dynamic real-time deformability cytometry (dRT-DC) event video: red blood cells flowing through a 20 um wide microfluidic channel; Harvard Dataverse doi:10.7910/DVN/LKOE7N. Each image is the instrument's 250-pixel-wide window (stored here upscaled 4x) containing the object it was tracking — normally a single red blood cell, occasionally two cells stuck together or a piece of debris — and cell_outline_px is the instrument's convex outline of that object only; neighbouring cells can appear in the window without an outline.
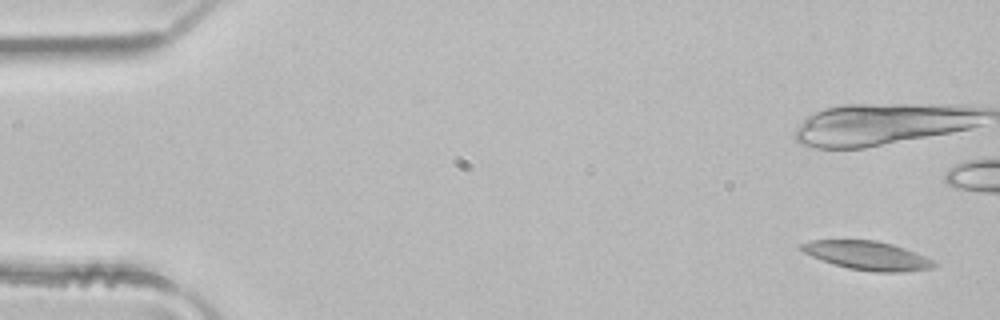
{"species": "common noctule bat (a hibernating species)", "species_latin": "Nyctalus noctula", "temperature_condition": "room temperature", "stored_images_in_passage": 4, "camera_frame_rate_fps": 3000, "um_per_image_px": 0.085, "animal": {"sex": "male", "body_mass_g": 21.5, "forearm_length_mm": 52.0}, "frame": {"image": 1, "passage_image": 1, "time_ms": 0.0, "image_size_px": [1000, 320], "cell_outline_px": [[936, 268], [904, 272], [872, 272], [848, 268], [832, 264], [812, 256], [804, 252], [800, 248], [800, 244], [812, 240], [876, 240], [892, 244], [916, 252], [932, 260], [936, 264]], "centroid_in_image_um": [73.75, 21.73], "position_along_channel_um": 11.3, "area_um2": 22.25}}